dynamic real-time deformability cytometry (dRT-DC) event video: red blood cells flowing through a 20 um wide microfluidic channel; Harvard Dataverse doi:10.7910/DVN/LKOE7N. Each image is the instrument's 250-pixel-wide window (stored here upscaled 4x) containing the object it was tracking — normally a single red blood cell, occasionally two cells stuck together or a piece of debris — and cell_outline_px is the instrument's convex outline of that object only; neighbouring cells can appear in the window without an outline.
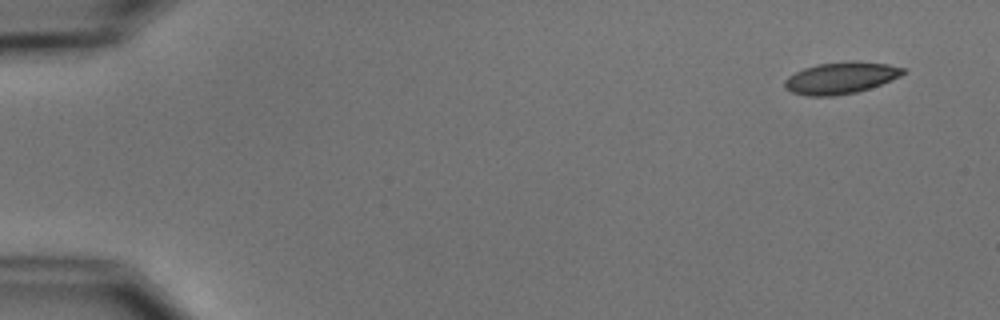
{"species": "common noctule bat (a hibernating species)", "species_latin": "Nyctalus noctula", "temperature_condition": "cold", "stored_images_in_passage": 6, "camera_frame_rate_fps": 3000, "um_per_image_px": 0.085, "animal": {"sex": "male", "body_mass_g": 15.6}, "frame": {"image": 1, "passage_image": 1, "time_ms": 0.0, "image_size_px": [1000, 320], "cell_outline_px": [[908, 72], [900, 76], [880, 84], [856, 92], [832, 96], [808, 96], [792, 92], [784, 88], [784, 80], [788, 76], [804, 68], [816, 64], [852, 60], [888, 64], [904, 68]], "centroid_in_image_um": [71.45, 6.61], "position_along_channel_um": 13.5, "area_um2": 21.91}}
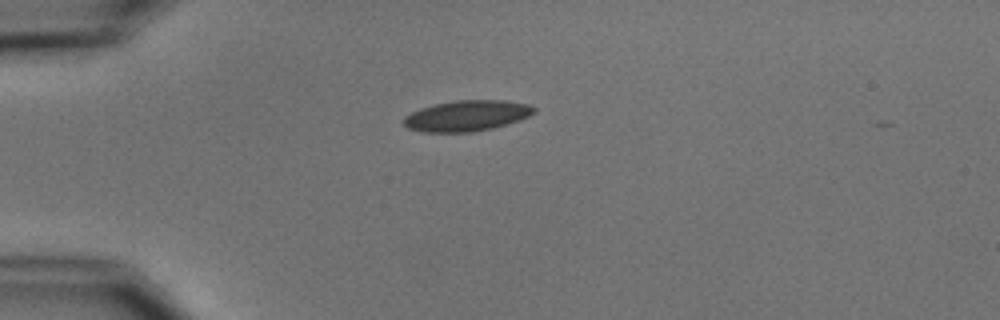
{"frame": {"image": 2, "passage_image": 4, "time_ms": 3.667, "image_size_px": [1000, 320], "cell_outline_px": [[536, 112], [520, 120], [492, 128], [472, 132], [420, 132], [408, 128], [404, 124], [404, 116], [420, 108], [436, 104], [456, 100], [504, 100], [528, 104], [536, 108]], "centroid_in_image_um": [39.68, 9.84], "position_along_channel_um": 45.3, "area_um2": 23.35}}